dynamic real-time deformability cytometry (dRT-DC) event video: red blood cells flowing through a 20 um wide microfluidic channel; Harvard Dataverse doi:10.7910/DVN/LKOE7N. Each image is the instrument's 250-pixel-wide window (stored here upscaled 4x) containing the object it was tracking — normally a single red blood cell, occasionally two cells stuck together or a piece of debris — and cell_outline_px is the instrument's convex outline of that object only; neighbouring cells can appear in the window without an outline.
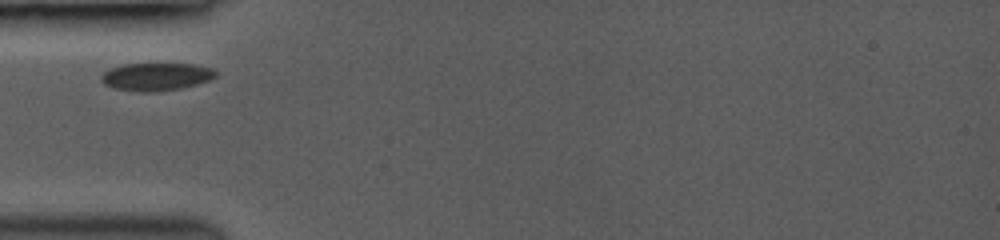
{"species": "common noctule bat (a hibernating species)", "species_latin": "Nyctalus noctula", "temperature_condition": "room temperature", "stored_images_in_passage": 2, "camera_frame_rate_fps": 3000, "um_per_image_px": 0.085, "animal": {"sex": "female", "body_mass_g": 19.0, "forearm_length_mm": 53.3}, "frame": {"image": 1, "passage_image": 1, "time_ms": 0.0, "image_size_px": [1000, 240], "cell_outline_px": [[220, 72], [216, 76], [208, 80], [196, 84], [180, 88], [152, 92], [140, 92], [112, 88], [104, 84], [100, 80], [100, 76], [104, 72], [112, 68], [124, 64], [192, 64], [216, 68]], "centroid_in_image_um": [13.29, 6.51], "position_along_channel_um": 71.7, "area_um2": 18.61}}